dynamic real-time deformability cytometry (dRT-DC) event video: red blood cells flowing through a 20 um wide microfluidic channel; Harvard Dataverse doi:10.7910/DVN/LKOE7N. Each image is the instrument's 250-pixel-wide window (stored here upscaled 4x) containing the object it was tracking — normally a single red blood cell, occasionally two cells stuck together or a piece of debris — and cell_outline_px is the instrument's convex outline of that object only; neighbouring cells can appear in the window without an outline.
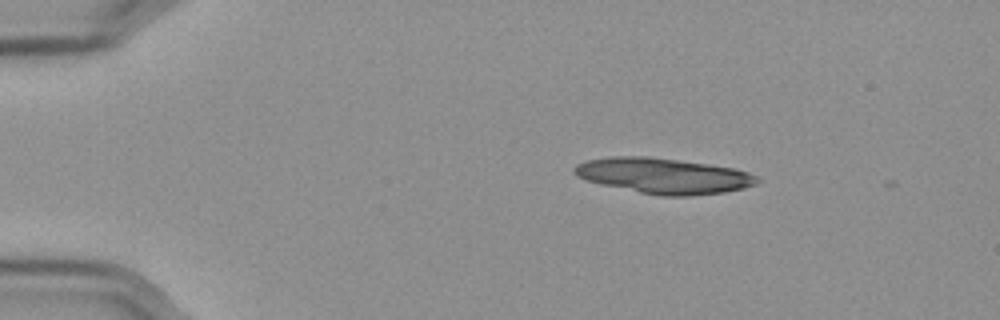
{"species": "Egyptian fruit bat (a non-hibernating species)", "species_latin": "Rousettus aegyptiacus", "temperature_condition": "cold", "stored_images_in_passage": 32, "camera_frame_rate_fps": 3000, "um_per_image_px": 0.085, "frame": {"image": 1, "passage_image": 1, "time_ms": 0.0, "image_size_px": [1000, 320], "cell_outline_px": [[760, 180], [756, 184], [744, 188], [724, 192], [688, 196], [664, 196], [640, 192], [600, 184], [576, 176], [572, 172], [572, 168], [576, 164], [588, 160], [608, 156], [648, 156], [708, 164], [732, 168], [748, 172], [756, 176]], "centroid_in_image_um": [56.37, 14.93], "position_along_channel_um": 28.6, "area_um2": 37.74}}